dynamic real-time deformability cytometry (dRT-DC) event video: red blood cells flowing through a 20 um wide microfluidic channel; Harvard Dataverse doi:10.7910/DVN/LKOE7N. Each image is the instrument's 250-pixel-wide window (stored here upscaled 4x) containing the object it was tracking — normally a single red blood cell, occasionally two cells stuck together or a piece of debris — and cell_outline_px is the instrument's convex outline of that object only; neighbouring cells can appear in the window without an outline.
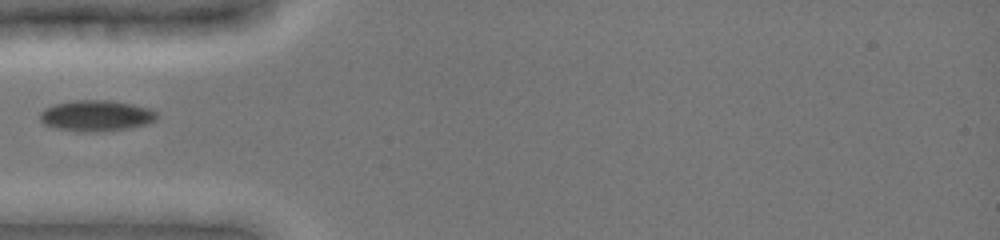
{"species": "common noctule bat (a hibernating species)", "species_latin": "Nyctalus noctula", "temperature_condition": "cold", "stored_images_in_passage": 20, "camera_frame_rate_fps": 3000, "um_per_image_px": 0.085, "animal": {"sex": "female", "body_mass_g": 19.0, "forearm_length_mm": 51.5}, "frame": {"image": 1, "passage_image": 1, "time_ms": 0.0, "image_size_px": [1000, 240], "cell_outline_px": [[160, 116], [156, 120], [148, 124], [132, 128], [100, 132], [84, 132], [60, 128], [44, 124], [40, 120], [40, 112], [44, 108], [56, 104], [76, 100], [108, 100], [132, 104], [148, 108], [156, 112]], "centroid_in_image_um": [8.23, 9.84], "position_along_channel_um": 76.8, "area_um2": 21.15}}
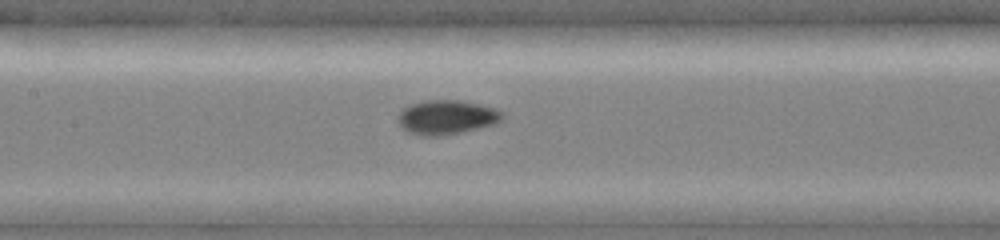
{"frame": {"image": 2, "passage_image": 11, "time_ms": 2.333, "image_size_px": [1000, 240], "cell_outline_px": [[504, 116], [496, 124], [460, 132], [440, 136], [420, 136], [408, 132], [400, 124], [396, 116], [404, 108], [412, 104], [424, 100], [460, 100], [480, 104], [496, 108], [504, 112]], "centroid_in_image_um": [37.98, 9.96], "position_along_channel_um": 169.4, "area_um2": 20.92}}